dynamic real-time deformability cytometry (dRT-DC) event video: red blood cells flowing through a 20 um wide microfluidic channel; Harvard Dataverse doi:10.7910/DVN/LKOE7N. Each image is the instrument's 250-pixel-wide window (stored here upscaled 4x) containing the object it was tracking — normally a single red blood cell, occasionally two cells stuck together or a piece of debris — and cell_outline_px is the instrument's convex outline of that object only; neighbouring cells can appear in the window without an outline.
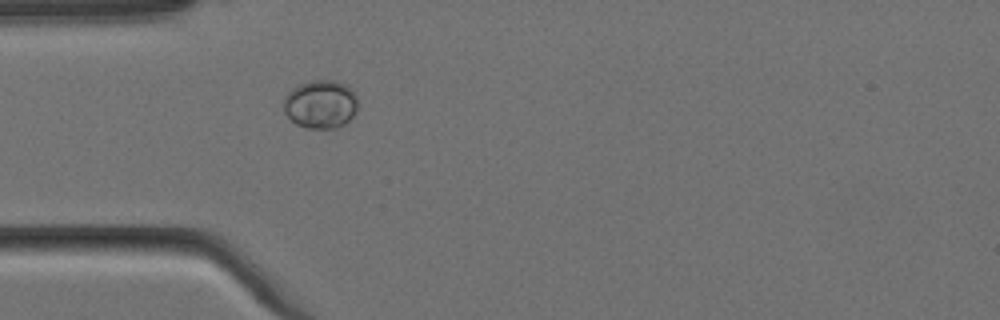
{"species": "Egyptian fruit bat (a non-hibernating species)", "species_latin": "Rousettus aegyptiacus", "temperature_condition": "cold", "stored_images_in_passage": 1, "camera_frame_rate_fps": 3000, "um_per_image_px": 0.085, "animal": {"sex": "female"}, "frame": {"image": 1, "passage_image": 1, "time_ms": 0.0, "image_size_px": [1000, 320], "cell_outline_px": [[356, 112], [344, 124], [336, 128], [304, 128], [296, 124], [284, 112], [284, 96], [292, 88], [300, 84], [312, 80], [332, 80], [344, 84], [356, 96]], "centroid_in_image_um": [27.21, 8.87], "position_along_channel_um": 57.8, "area_um2": 20.75}}